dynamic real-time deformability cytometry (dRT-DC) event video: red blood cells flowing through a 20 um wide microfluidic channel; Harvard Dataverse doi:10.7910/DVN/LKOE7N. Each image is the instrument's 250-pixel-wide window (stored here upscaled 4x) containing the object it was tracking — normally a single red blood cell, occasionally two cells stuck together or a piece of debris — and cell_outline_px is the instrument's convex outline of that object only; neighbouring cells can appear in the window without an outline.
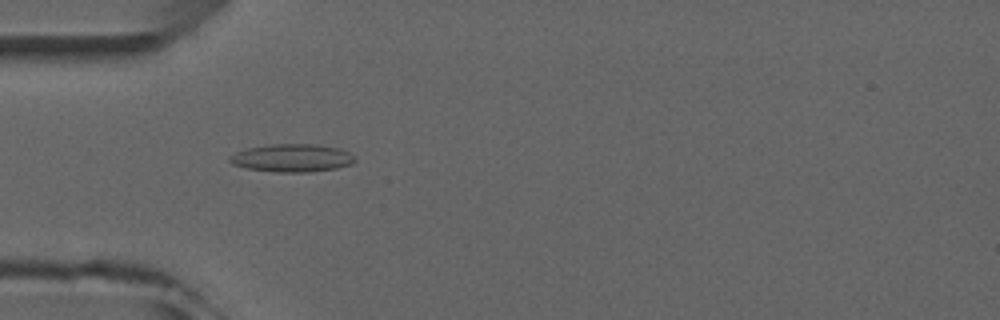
{"species": "common noctule bat (a hibernating species)", "species_latin": "Nyctalus noctula", "temperature_condition": "room temperature", "stored_images_in_passage": 6, "camera_frame_rate_fps": 3000, "um_per_image_px": 0.085, "animal": {"sex": "male", "forearm_length_mm": 52.5}, "frame": {"image": 1, "passage_image": 3, "time_ms": 3.333, "image_size_px": [1000, 320], "cell_outline_px": [[356, 160], [352, 164], [336, 168], [308, 172], [276, 172], [248, 168], [232, 164], [228, 160], [236, 152], [248, 148], [268, 144], [316, 144], [340, 148], [356, 156]], "centroid_in_image_um": [24.87, 13.42], "position_along_channel_um": 60.1, "area_um2": 20.35}}
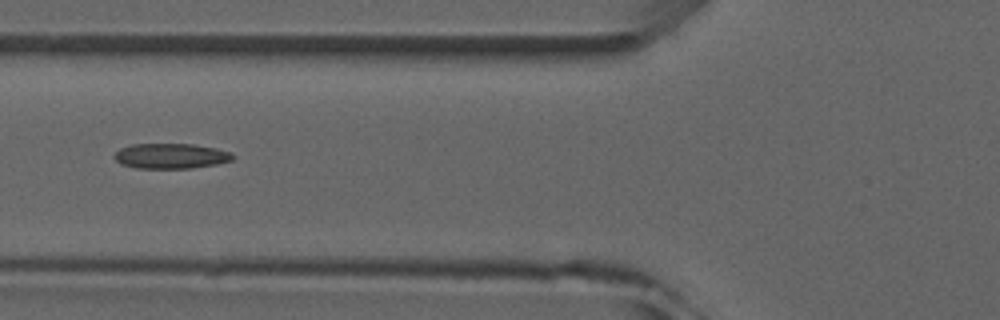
{"frame": {"image": 2, "passage_image": 4, "time_ms": 4.667, "image_size_px": [1000, 320], "cell_outline_px": [[236, 156], [232, 160], [216, 164], [192, 168], [136, 168], [120, 164], [112, 156], [120, 148], [132, 144], [192, 144], [216, 148], [232, 152]], "centroid_in_image_um": [14.52, 13.26], "position_along_channel_um": 111.3, "area_um2": 17.51}}
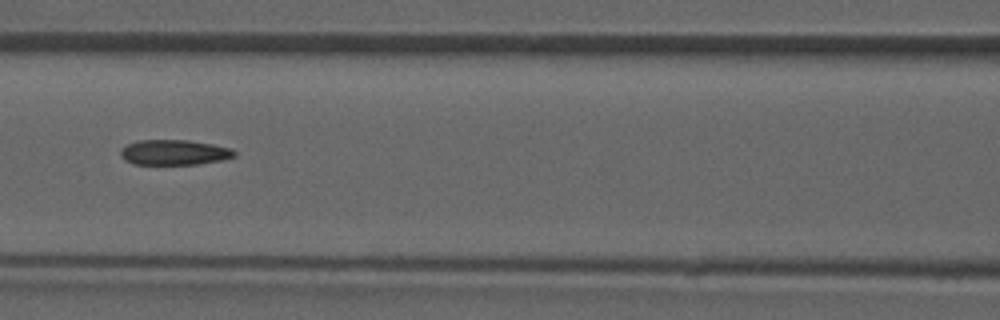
{"frame": {"image": 3, "passage_image": 5, "time_ms": 5.667, "image_size_px": [1000, 320], "cell_outline_px": [[236, 156], [220, 160], [196, 164], [132, 164], [124, 160], [120, 156], [120, 148], [128, 144], [140, 140], [188, 140], [212, 144], [232, 148], [236, 152]], "centroid_in_image_um": [14.78, 12.95], "position_along_channel_um": 151.8, "area_um2": 16.76}}